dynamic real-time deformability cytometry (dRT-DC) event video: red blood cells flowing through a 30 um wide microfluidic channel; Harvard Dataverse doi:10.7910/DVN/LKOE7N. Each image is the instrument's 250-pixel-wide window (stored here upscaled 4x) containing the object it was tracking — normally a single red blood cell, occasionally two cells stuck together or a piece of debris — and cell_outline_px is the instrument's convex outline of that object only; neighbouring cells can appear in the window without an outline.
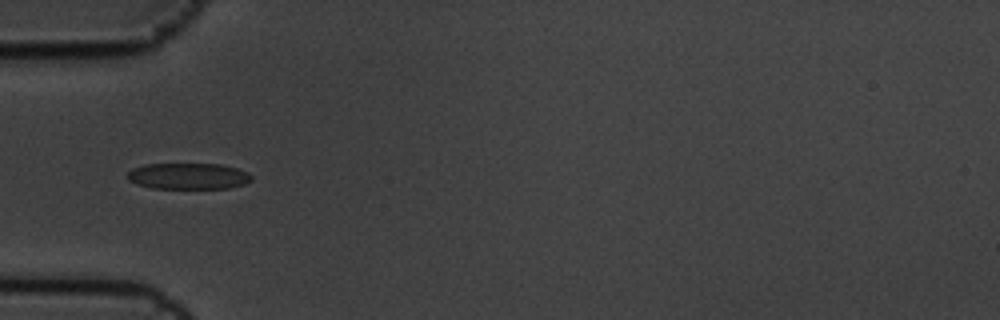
{"species": "common noctule bat (a hibernating species)", "species_latin": "Nyctalus noctula", "temperature_condition": "cold", "stored_images_in_passage": 3, "camera_frame_rate_fps": 3000, "um_per_image_px": 0.085, "animal": {"sex": "male", "body_mass_g": 19.5, "forearm_length_mm": 54.6}, "frame": {"image": 1, "passage_image": 1, "time_ms": 0.0, "image_size_px": [1000, 320], "cell_outline_px": [[252, 180], [244, 184], [228, 188], [152, 188], [136, 184], [128, 180], [128, 172], [132, 168], [144, 164], [220, 164], [236, 168], [248, 172], [252, 176]], "centroid_in_image_um": [16.0, 14.97], "position_along_channel_um": 69.0, "area_um2": 18.96}}
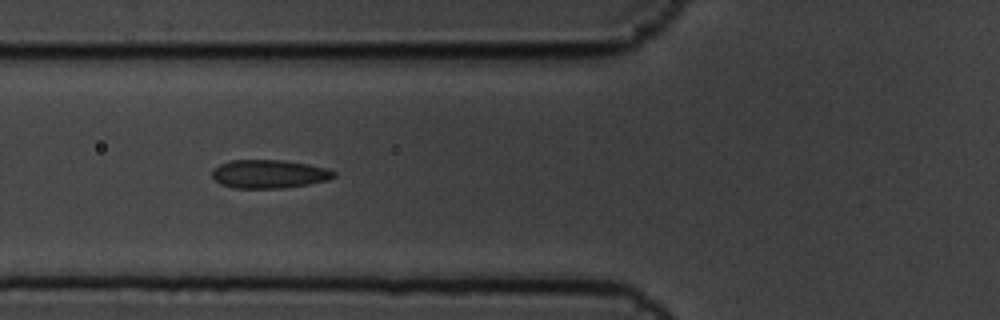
{"frame": {"image": 2, "passage_image": 2, "time_ms": 0.333, "image_size_px": [1000, 320], "cell_outline_px": [[336, 176], [328, 180], [308, 184], [284, 188], [232, 188], [220, 184], [212, 176], [212, 168], [220, 164], [232, 160], [284, 160], [308, 164], [328, 168], [336, 172]], "centroid_in_image_um": [22.88, 14.79], "position_along_channel_um": 102.9, "area_um2": 20.35}}
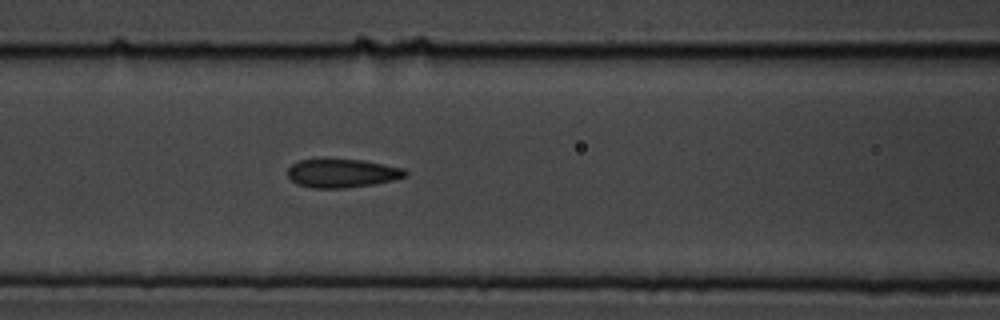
{"frame": {"image": 3, "passage_image": 3, "time_ms": 0.667, "image_size_px": [1000, 320], "cell_outline_px": [[408, 172], [404, 176], [392, 180], [376, 184], [344, 188], [312, 188], [296, 184], [288, 176], [288, 168], [292, 164], [300, 160], [324, 156], [364, 160], [404, 168]], "centroid_in_image_um": [29.03, 14.68], "position_along_channel_um": 137.6, "area_um2": 20.35}}